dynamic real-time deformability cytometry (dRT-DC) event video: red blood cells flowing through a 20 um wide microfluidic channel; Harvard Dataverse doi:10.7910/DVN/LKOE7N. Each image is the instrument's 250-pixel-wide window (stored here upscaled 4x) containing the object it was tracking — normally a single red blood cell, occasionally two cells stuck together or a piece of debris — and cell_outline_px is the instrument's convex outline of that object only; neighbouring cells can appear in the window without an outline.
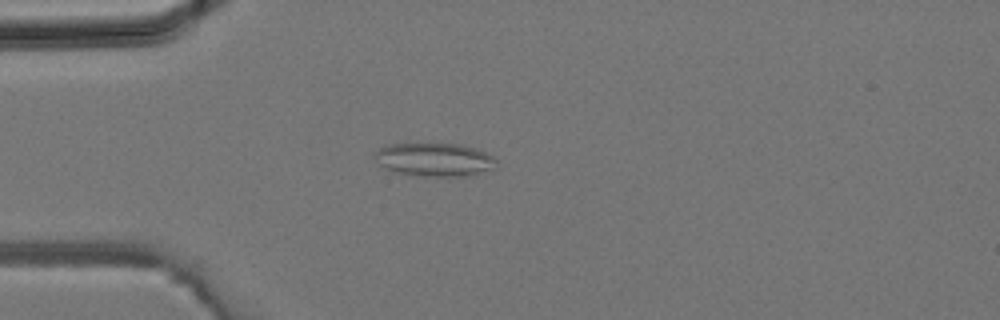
{"species": "common noctule bat (a hibernating species)", "species_latin": "Nyctalus noctula", "temperature_condition": "room temperature", "stored_images_in_passage": 2, "camera_frame_rate_fps": 3000, "um_per_image_px": 0.085, "animal": {"sex": "male", "body_mass_g": 19.2, "forearm_length_mm": 51.8}, "frame": {"image": 1, "passage_image": 2, "time_ms": 0.333, "image_size_px": [1000, 320], "cell_outline_px": [[496, 168], [468, 176], [416, 176], [396, 172], [380, 164], [372, 156], [372, 152], [388, 144], [420, 140], [428, 140], [460, 144], [476, 148], [492, 156], [496, 160]], "centroid_in_image_um": [36.88, 13.5], "position_along_channel_um": 48.1, "area_um2": 24.85}}